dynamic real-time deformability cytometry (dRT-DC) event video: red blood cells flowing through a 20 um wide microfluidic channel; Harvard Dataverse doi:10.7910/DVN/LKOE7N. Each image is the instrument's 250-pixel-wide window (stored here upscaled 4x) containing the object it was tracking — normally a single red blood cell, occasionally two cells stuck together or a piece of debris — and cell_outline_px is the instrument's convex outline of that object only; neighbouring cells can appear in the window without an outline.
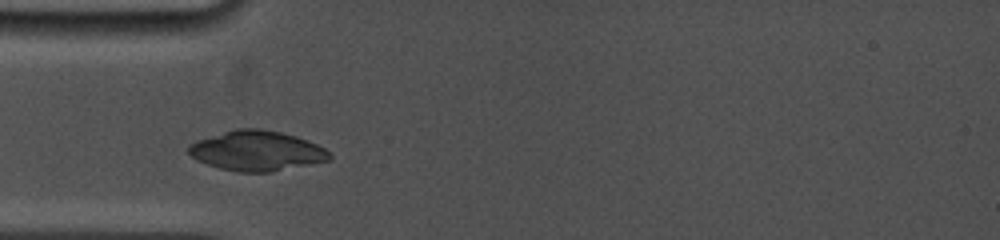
{"species": "common noctule bat (a hibernating species)", "species_latin": "Nyctalus noctula", "temperature_condition": "cold", "stored_images_in_passage": 47, "camera_frame_rate_fps": 5000, "um_per_image_px": 0.085, "animal": {"sex": "female", "body_mass_g": 19.0, "forearm_length_mm": 53.3}, "frame": {"image": 1, "passage_image": 1, "time_ms": 0.0, "image_size_px": [1000, 240], "cell_outline_px": [[332, 160], [272, 172], [240, 172], [220, 168], [196, 160], [188, 152], [188, 144], [196, 140], [236, 128], [260, 128], [280, 132], [296, 136], [308, 140], [324, 148], [332, 156]], "centroid_in_image_um": [21.83, 12.82], "position_along_channel_um": 63.2, "area_um2": 32.95}}
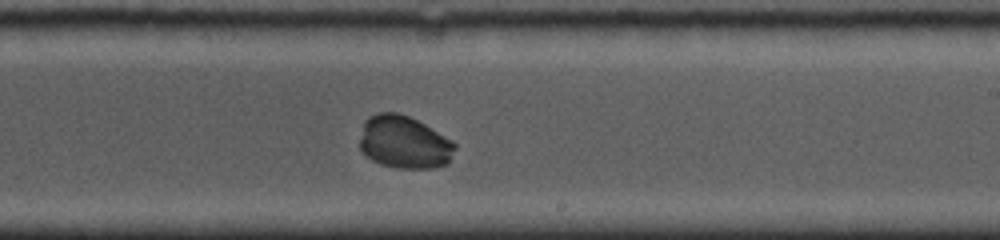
{"frame": {"image": 2, "passage_image": 26, "time_ms": 5.0, "image_size_px": [1000, 240], "cell_outline_px": [[456, 148], [448, 164], [432, 168], [396, 168], [380, 164], [372, 160], [360, 148], [360, 140], [364, 120], [368, 116], [380, 112], [396, 112], [408, 116], [424, 124], [444, 136], [456, 144]], "centroid_in_image_um": [34.35, 12.09], "position_along_channel_um": 254.7, "area_um2": 29.13}}
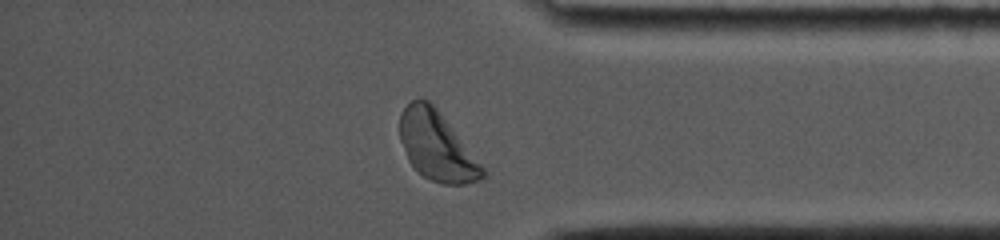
{"frame": {"image": 3, "passage_image": 45, "time_ms": 8.8, "image_size_px": [1000, 240], "cell_outline_px": [[488, 172], [480, 180], [464, 184], [440, 184], [424, 176], [408, 160], [400, 140], [400, 112], [412, 100], [428, 100], [436, 108]], "centroid_in_image_um": [37.12, 12.44], "position_along_channel_um": 398.1, "area_um2": 32.66}}